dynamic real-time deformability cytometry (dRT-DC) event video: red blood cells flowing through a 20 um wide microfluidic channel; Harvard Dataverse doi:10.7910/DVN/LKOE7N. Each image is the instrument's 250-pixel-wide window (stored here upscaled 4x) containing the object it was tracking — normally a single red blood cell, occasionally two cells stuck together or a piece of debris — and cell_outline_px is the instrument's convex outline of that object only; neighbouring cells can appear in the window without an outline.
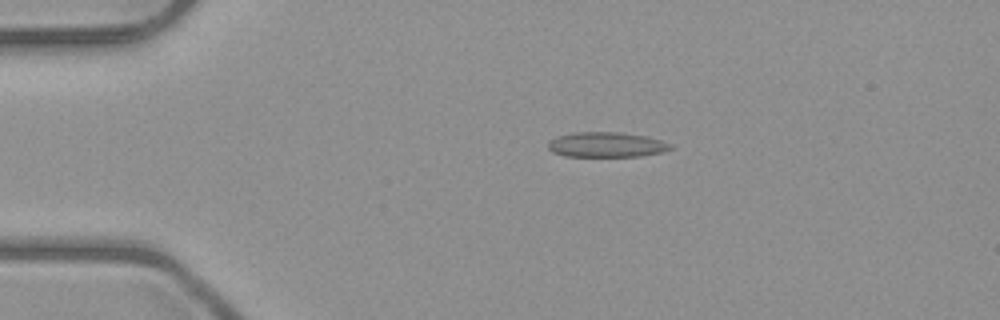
{"species": "common noctule bat (a hibernating species)", "species_latin": "Nyctalus noctula", "temperature_condition": "room temperature", "stored_images_in_passage": 2, "camera_frame_rate_fps": 3000, "um_per_image_px": 0.085, "animal": {"sex": "male", "body_mass_g": 23.1, "forearm_length_mm": 52.7}, "frame": {"image": 1, "passage_image": 1, "time_ms": 0.0, "image_size_px": [1000, 320], "cell_outline_px": [[672, 148], [660, 152], [640, 156], [564, 156], [552, 152], [548, 148], [548, 140], [556, 136], [572, 132], [624, 132], [648, 136], [672, 144]], "centroid_in_image_um": [51.5, 12.28], "position_along_channel_um": 33.5, "area_um2": 18.03}}